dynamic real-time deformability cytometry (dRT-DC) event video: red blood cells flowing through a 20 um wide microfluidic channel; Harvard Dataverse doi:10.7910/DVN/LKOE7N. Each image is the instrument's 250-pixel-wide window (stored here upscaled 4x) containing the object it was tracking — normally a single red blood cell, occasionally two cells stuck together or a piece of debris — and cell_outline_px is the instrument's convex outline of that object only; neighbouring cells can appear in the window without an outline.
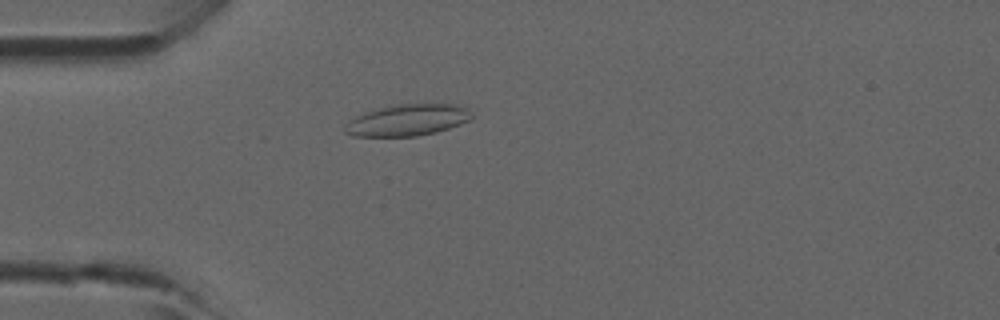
{"species": "common noctule bat (a hibernating species)", "species_latin": "Nyctalus noctula", "temperature_condition": "room temperature", "stored_images_in_passage": 36, "camera_frame_rate_fps": 3000, "um_per_image_px": 0.085, "animal": {"sex": "male", "forearm_length_mm": 52.5}, "frame": {"image": 1, "passage_image": 3, "time_ms": 0.667, "image_size_px": [1000, 320], "cell_outline_px": [[472, 116], [468, 120], [460, 124], [436, 132], [416, 136], [352, 136], [344, 132], [344, 124], [348, 120], [364, 112], [380, 108], [400, 104], [452, 104], [468, 108]], "centroid_in_image_um": [34.59, 10.21], "position_along_channel_um": 50.4, "area_um2": 23.12}}
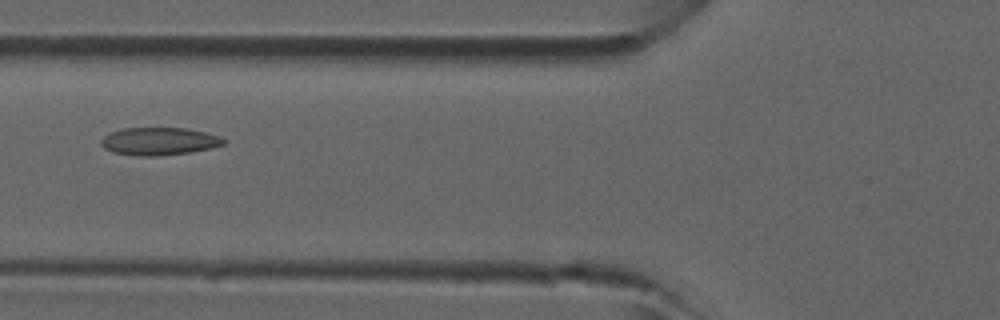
{"frame": {"image": 2, "passage_image": 8, "time_ms": 2.333, "image_size_px": [1000, 320], "cell_outline_px": [[224, 144], [208, 148], [188, 152], [160, 156], [140, 156], [112, 152], [104, 148], [100, 144], [100, 140], [104, 136], [112, 132], [124, 128], [184, 128], [204, 132], [220, 136], [224, 140]], "centroid_in_image_um": [13.47, 12.01], "position_along_channel_um": 112.3, "area_um2": 19.54}}
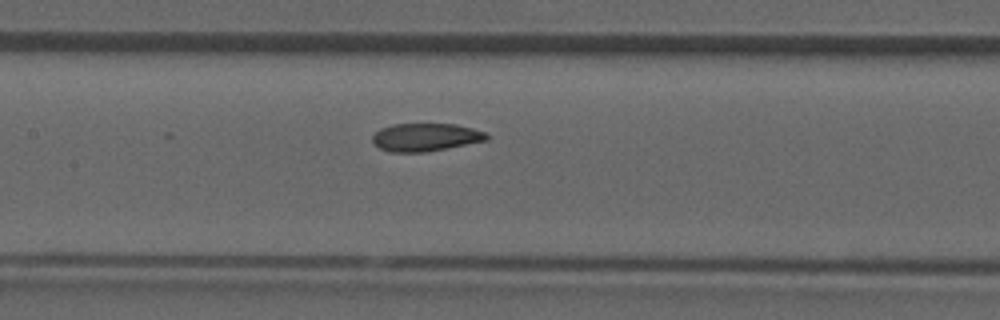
{"frame": {"image": 3, "passage_image": 12, "time_ms": 3.667, "image_size_px": [1000, 320], "cell_outline_px": [[488, 140], [448, 148], [424, 152], [392, 152], [380, 148], [372, 140], [372, 136], [380, 128], [392, 124], [456, 124], [488, 132]], "centroid_in_image_um": [36.2, 11.66], "position_along_channel_um": 171.2, "area_um2": 18.61}}